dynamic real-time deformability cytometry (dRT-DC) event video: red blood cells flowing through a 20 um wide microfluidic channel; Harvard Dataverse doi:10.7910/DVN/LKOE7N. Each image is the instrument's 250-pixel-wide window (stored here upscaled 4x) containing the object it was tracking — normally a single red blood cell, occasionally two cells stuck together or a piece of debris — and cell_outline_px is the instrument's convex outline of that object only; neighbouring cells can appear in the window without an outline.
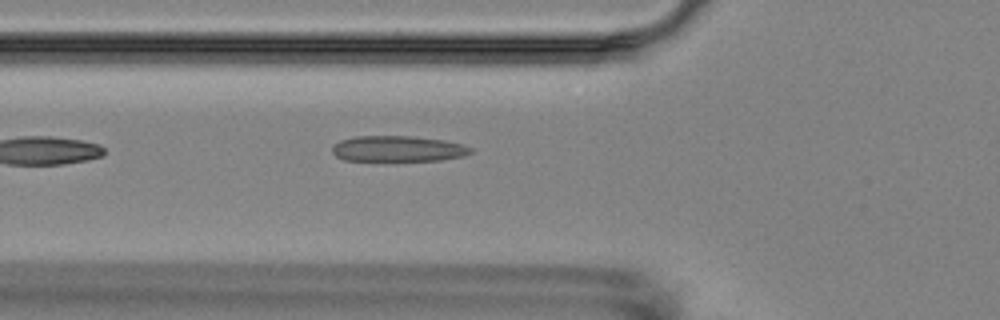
{"species": "Egyptian fruit bat (a non-hibernating species)", "species_latin": "Rousettus aegyptiacus", "temperature_condition": "room temperature", "stored_images_in_passage": 3, "camera_frame_rate_fps": 3000, "um_per_image_px": 0.085, "animal": {"sex": "female"}, "frame": {"image": 1, "passage_image": 3, "time_ms": 2.333, "image_size_px": [1000, 320], "cell_outline_px": [[472, 152], [464, 156], [440, 160], [344, 160], [336, 156], [332, 152], [332, 144], [340, 140], [356, 136], [412, 136], [444, 140], [464, 144], [472, 148]], "centroid_in_image_um": [33.82, 12.63], "position_along_channel_um": 92.0, "area_um2": 20.81}}